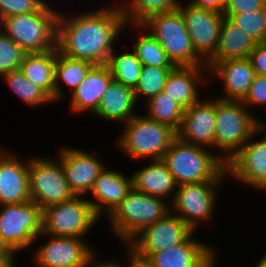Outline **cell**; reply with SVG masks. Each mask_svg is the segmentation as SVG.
I'll use <instances>...</instances> for the list:
<instances>
[{"label":"cell","mask_w":266,"mask_h":267,"mask_svg":"<svg viewBox=\"0 0 266 267\" xmlns=\"http://www.w3.org/2000/svg\"><path fill=\"white\" fill-rule=\"evenodd\" d=\"M26 53L0 29V78L19 69Z\"/></svg>","instance_id":"d590c367"},{"label":"cell","mask_w":266,"mask_h":267,"mask_svg":"<svg viewBox=\"0 0 266 267\" xmlns=\"http://www.w3.org/2000/svg\"><path fill=\"white\" fill-rule=\"evenodd\" d=\"M146 166L134 169L132 176L133 188L150 196L168 201L174 199L177 183L162 160H151Z\"/></svg>","instance_id":"d4e9b609"},{"label":"cell","mask_w":266,"mask_h":267,"mask_svg":"<svg viewBox=\"0 0 266 267\" xmlns=\"http://www.w3.org/2000/svg\"><path fill=\"white\" fill-rule=\"evenodd\" d=\"M191 5L216 12H224L226 0H188Z\"/></svg>","instance_id":"60d3db41"},{"label":"cell","mask_w":266,"mask_h":267,"mask_svg":"<svg viewBox=\"0 0 266 267\" xmlns=\"http://www.w3.org/2000/svg\"><path fill=\"white\" fill-rule=\"evenodd\" d=\"M46 3L39 11L5 17L0 29L25 52L57 48V21L60 10Z\"/></svg>","instance_id":"8992f818"},{"label":"cell","mask_w":266,"mask_h":267,"mask_svg":"<svg viewBox=\"0 0 266 267\" xmlns=\"http://www.w3.org/2000/svg\"><path fill=\"white\" fill-rule=\"evenodd\" d=\"M42 237L44 243L32 246L35 247L32 262L36 267H90L98 259L97 249H93L94 246L86 238L56 237L40 233L34 243L40 244L38 241Z\"/></svg>","instance_id":"7c38bea8"},{"label":"cell","mask_w":266,"mask_h":267,"mask_svg":"<svg viewBox=\"0 0 266 267\" xmlns=\"http://www.w3.org/2000/svg\"><path fill=\"white\" fill-rule=\"evenodd\" d=\"M183 1V0H182ZM181 0H121L120 5L126 23L142 24L150 16L178 9ZM121 3V4H120Z\"/></svg>","instance_id":"4dcf8cb0"},{"label":"cell","mask_w":266,"mask_h":267,"mask_svg":"<svg viewBox=\"0 0 266 267\" xmlns=\"http://www.w3.org/2000/svg\"><path fill=\"white\" fill-rule=\"evenodd\" d=\"M126 29L128 31L130 30L131 33V30H133V33L137 34L134 42L132 41L133 46L131 48L143 65L155 67H175L160 43L141 24L126 23L124 30Z\"/></svg>","instance_id":"f1b7e54d"},{"label":"cell","mask_w":266,"mask_h":267,"mask_svg":"<svg viewBox=\"0 0 266 267\" xmlns=\"http://www.w3.org/2000/svg\"><path fill=\"white\" fill-rule=\"evenodd\" d=\"M257 44L246 32L225 17L221 25L217 49L206 61V66L210 69L217 62L248 58Z\"/></svg>","instance_id":"484cf974"},{"label":"cell","mask_w":266,"mask_h":267,"mask_svg":"<svg viewBox=\"0 0 266 267\" xmlns=\"http://www.w3.org/2000/svg\"><path fill=\"white\" fill-rule=\"evenodd\" d=\"M127 49L123 53L121 49L119 54L114 49L110 54L107 66L110 68L114 80L135 89L143 64L133 50H130L129 47Z\"/></svg>","instance_id":"1f68e13d"},{"label":"cell","mask_w":266,"mask_h":267,"mask_svg":"<svg viewBox=\"0 0 266 267\" xmlns=\"http://www.w3.org/2000/svg\"><path fill=\"white\" fill-rule=\"evenodd\" d=\"M262 121L250 139L226 164V173L233 181L266 193V120Z\"/></svg>","instance_id":"4fadbf2b"},{"label":"cell","mask_w":266,"mask_h":267,"mask_svg":"<svg viewBox=\"0 0 266 267\" xmlns=\"http://www.w3.org/2000/svg\"><path fill=\"white\" fill-rule=\"evenodd\" d=\"M262 120L242 101L216 97V154L227 164L250 139Z\"/></svg>","instance_id":"5b68a950"},{"label":"cell","mask_w":266,"mask_h":267,"mask_svg":"<svg viewBox=\"0 0 266 267\" xmlns=\"http://www.w3.org/2000/svg\"><path fill=\"white\" fill-rule=\"evenodd\" d=\"M12 254V251L0 240V263L6 261Z\"/></svg>","instance_id":"ee69618b"},{"label":"cell","mask_w":266,"mask_h":267,"mask_svg":"<svg viewBox=\"0 0 266 267\" xmlns=\"http://www.w3.org/2000/svg\"><path fill=\"white\" fill-rule=\"evenodd\" d=\"M101 220L86 196H74L42 210V233L56 237L86 238V234L93 233L90 231L96 224H101Z\"/></svg>","instance_id":"ba28073f"},{"label":"cell","mask_w":266,"mask_h":267,"mask_svg":"<svg viewBox=\"0 0 266 267\" xmlns=\"http://www.w3.org/2000/svg\"><path fill=\"white\" fill-rule=\"evenodd\" d=\"M193 231L182 243L150 254L145 260L154 267H218V254L211 242L199 240Z\"/></svg>","instance_id":"e0dca14e"},{"label":"cell","mask_w":266,"mask_h":267,"mask_svg":"<svg viewBox=\"0 0 266 267\" xmlns=\"http://www.w3.org/2000/svg\"><path fill=\"white\" fill-rule=\"evenodd\" d=\"M125 264V265H124ZM90 267H126V263H122V260L120 262V260H115L114 258H109L108 259H99L95 260L91 265Z\"/></svg>","instance_id":"7bdbcfd3"},{"label":"cell","mask_w":266,"mask_h":267,"mask_svg":"<svg viewBox=\"0 0 266 267\" xmlns=\"http://www.w3.org/2000/svg\"><path fill=\"white\" fill-rule=\"evenodd\" d=\"M56 48L26 53L19 67L24 76L40 86L54 102Z\"/></svg>","instance_id":"83f0119b"},{"label":"cell","mask_w":266,"mask_h":267,"mask_svg":"<svg viewBox=\"0 0 266 267\" xmlns=\"http://www.w3.org/2000/svg\"><path fill=\"white\" fill-rule=\"evenodd\" d=\"M209 69L206 65L175 66L167 77L163 91L184 110L202 98L200 91L206 89Z\"/></svg>","instance_id":"ffe728a7"},{"label":"cell","mask_w":266,"mask_h":267,"mask_svg":"<svg viewBox=\"0 0 266 267\" xmlns=\"http://www.w3.org/2000/svg\"><path fill=\"white\" fill-rule=\"evenodd\" d=\"M225 181H204L185 183L177 186L173 201L170 204L171 212L181 218L193 231L204 222L209 224L216 212L218 193ZM220 188V189H219Z\"/></svg>","instance_id":"9c48e42d"},{"label":"cell","mask_w":266,"mask_h":267,"mask_svg":"<svg viewBox=\"0 0 266 267\" xmlns=\"http://www.w3.org/2000/svg\"><path fill=\"white\" fill-rule=\"evenodd\" d=\"M211 150V151H210ZM177 185L226 181V163L212 149L176 138L161 159Z\"/></svg>","instance_id":"7a4b0ae2"},{"label":"cell","mask_w":266,"mask_h":267,"mask_svg":"<svg viewBox=\"0 0 266 267\" xmlns=\"http://www.w3.org/2000/svg\"><path fill=\"white\" fill-rule=\"evenodd\" d=\"M93 66L94 64L91 62L69 58L56 48L54 103L61 104L64 100L66 102L68 98L65 89H68L70 95L85 79Z\"/></svg>","instance_id":"4316f807"},{"label":"cell","mask_w":266,"mask_h":267,"mask_svg":"<svg viewBox=\"0 0 266 267\" xmlns=\"http://www.w3.org/2000/svg\"><path fill=\"white\" fill-rule=\"evenodd\" d=\"M40 233L42 209L34 201L0 205V240L12 253L31 250Z\"/></svg>","instance_id":"30bf717a"},{"label":"cell","mask_w":266,"mask_h":267,"mask_svg":"<svg viewBox=\"0 0 266 267\" xmlns=\"http://www.w3.org/2000/svg\"><path fill=\"white\" fill-rule=\"evenodd\" d=\"M45 0H0V21L5 17L39 11Z\"/></svg>","instance_id":"8d00e7d4"},{"label":"cell","mask_w":266,"mask_h":267,"mask_svg":"<svg viewBox=\"0 0 266 267\" xmlns=\"http://www.w3.org/2000/svg\"><path fill=\"white\" fill-rule=\"evenodd\" d=\"M255 267H266V253L264 252L263 257L259 258L258 263H256Z\"/></svg>","instance_id":"bcb514c9"},{"label":"cell","mask_w":266,"mask_h":267,"mask_svg":"<svg viewBox=\"0 0 266 267\" xmlns=\"http://www.w3.org/2000/svg\"><path fill=\"white\" fill-rule=\"evenodd\" d=\"M224 15L257 43L264 42L266 37V6L252 12Z\"/></svg>","instance_id":"e575fe53"},{"label":"cell","mask_w":266,"mask_h":267,"mask_svg":"<svg viewBox=\"0 0 266 267\" xmlns=\"http://www.w3.org/2000/svg\"><path fill=\"white\" fill-rule=\"evenodd\" d=\"M141 25L156 38L175 66L206 65L193 48L179 9L152 15Z\"/></svg>","instance_id":"52a82bcc"},{"label":"cell","mask_w":266,"mask_h":267,"mask_svg":"<svg viewBox=\"0 0 266 267\" xmlns=\"http://www.w3.org/2000/svg\"><path fill=\"white\" fill-rule=\"evenodd\" d=\"M199 102L184 110L177 131L181 141L215 150L216 97H202Z\"/></svg>","instance_id":"ac0fdd59"},{"label":"cell","mask_w":266,"mask_h":267,"mask_svg":"<svg viewBox=\"0 0 266 267\" xmlns=\"http://www.w3.org/2000/svg\"><path fill=\"white\" fill-rule=\"evenodd\" d=\"M266 6V0H226L224 14H240L259 10Z\"/></svg>","instance_id":"f35d334b"},{"label":"cell","mask_w":266,"mask_h":267,"mask_svg":"<svg viewBox=\"0 0 266 267\" xmlns=\"http://www.w3.org/2000/svg\"><path fill=\"white\" fill-rule=\"evenodd\" d=\"M17 254H12L6 261H3L0 263V267H19L18 264V258Z\"/></svg>","instance_id":"f6af8a7d"},{"label":"cell","mask_w":266,"mask_h":267,"mask_svg":"<svg viewBox=\"0 0 266 267\" xmlns=\"http://www.w3.org/2000/svg\"><path fill=\"white\" fill-rule=\"evenodd\" d=\"M138 105L135 99L134 89L113 79L104 96L101 98L99 107L93 114L95 116L93 118H100L104 121L107 120L109 123L113 122L123 125L138 114L136 112Z\"/></svg>","instance_id":"cb8c5ba5"},{"label":"cell","mask_w":266,"mask_h":267,"mask_svg":"<svg viewBox=\"0 0 266 267\" xmlns=\"http://www.w3.org/2000/svg\"><path fill=\"white\" fill-rule=\"evenodd\" d=\"M193 230L171 211L154 224L145 227L124 248L136 257L146 259L150 254L182 243Z\"/></svg>","instance_id":"5bb4252c"},{"label":"cell","mask_w":266,"mask_h":267,"mask_svg":"<svg viewBox=\"0 0 266 267\" xmlns=\"http://www.w3.org/2000/svg\"><path fill=\"white\" fill-rule=\"evenodd\" d=\"M122 127L114 144L131 160H161L177 138L173 128L148 118L145 113L135 115Z\"/></svg>","instance_id":"3957f363"},{"label":"cell","mask_w":266,"mask_h":267,"mask_svg":"<svg viewBox=\"0 0 266 267\" xmlns=\"http://www.w3.org/2000/svg\"><path fill=\"white\" fill-rule=\"evenodd\" d=\"M244 105L252 112L251 108L266 106V76H255L249 91L242 100Z\"/></svg>","instance_id":"74e56055"},{"label":"cell","mask_w":266,"mask_h":267,"mask_svg":"<svg viewBox=\"0 0 266 267\" xmlns=\"http://www.w3.org/2000/svg\"><path fill=\"white\" fill-rule=\"evenodd\" d=\"M29 192L42 210L72 199L61 161L56 157L29 156Z\"/></svg>","instance_id":"8fae6325"},{"label":"cell","mask_w":266,"mask_h":267,"mask_svg":"<svg viewBox=\"0 0 266 267\" xmlns=\"http://www.w3.org/2000/svg\"><path fill=\"white\" fill-rule=\"evenodd\" d=\"M112 80L113 75L107 64L94 65L85 79L70 94V107H68L70 111L78 115L89 113L92 116Z\"/></svg>","instance_id":"603a6c76"},{"label":"cell","mask_w":266,"mask_h":267,"mask_svg":"<svg viewBox=\"0 0 266 267\" xmlns=\"http://www.w3.org/2000/svg\"><path fill=\"white\" fill-rule=\"evenodd\" d=\"M128 175L120 172L119 169L117 171L106 166L95 180L89 192L91 196L87 199L101 219L105 220L133 188L132 176ZM92 197L94 199H91Z\"/></svg>","instance_id":"44dd1931"},{"label":"cell","mask_w":266,"mask_h":267,"mask_svg":"<svg viewBox=\"0 0 266 267\" xmlns=\"http://www.w3.org/2000/svg\"><path fill=\"white\" fill-rule=\"evenodd\" d=\"M26 107L31 109L55 104L52 98L33 81H29L20 69L5 73L1 79Z\"/></svg>","instance_id":"f546056e"},{"label":"cell","mask_w":266,"mask_h":267,"mask_svg":"<svg viewBox=\"0 0 266 267\" xmlns=\"http://www.w3.org/2000/svg\"><path fill=\"white\" fill-rule=\"evenodd\" d=\"M171 211L170 203L132 188L124 200L105 218L114 237L125 247L145 227Z\"/></svg>","instance_id":"277c9868"},{"label":"cell","mask_w":266,"mask_h":267,"mask_svg":"<svg viewBox=\"0 0 266 267\" xmlns=\"http://www.w3.org/2000/svg\"><path fill=\"white\" fill-rule=\"evenodd\" d=\"M125 262H126V267H154L150 263H148L145 259L136 257L133 255L128 249H125ZM128 264V265H127Z\"/></svg>","instance_id":"b9f144b4"},{"label":"cell","mask_w":266,"mask_h":267,"mask_svg":"<svg viewBox=\"0 0 266 267\" xmlns=\"http://www.w3.org/2000/svg\"><path fill=\"white\" fill-rule=\"evenodd\" d=\"M248 59L257 75L266 76V45L264 43H258Z\"/></svg>","instance_id":"ab89813d"},{"label":"cell","mask_w":266,"mask_h":267,"mask_svg":"<svg viewBox=\"0 0 266 267\" xmlns=\"http://www.w3.org/2000/svg\"><path fill=\"white\" fill-rule=\"evenodd\" d=\"M173 68L174 67H155L143 65L139 82L134 89L137 104L140 100L144 105L156 94L163 91L167 77Z\"/></svg>","instance_id":"836d02e7"},{"label":"cell","mask_w":266,"mask_h":267,"mask_svg":"<svg viewBox=\"0 0 266 267\" xmlns=\"http://www.w3.org/2000/svg\"><path fill=\"white\" fill-rule=\"evenodd\" d=\"M107 4L72 15L59 12L57 49L61 54L94 65L107 64L126 24L117 0Z\"/></svg>","instance_id":"6da1fadb"},{"label":"cell","mask_w":266,"mask_h":267,"mask_svg":"<svg viewBox=\"0 0 266 267\" xmlns=\"http://www.w3.org/2000/svg\"><path fill=\"white\" fill-rule=\"evenodd\" d=\"M14 153V154H13ZM8 148L0 147V205L26 203L29 192V157L20 158Z\"/></svg>","instance_id":"d6986e66"},{"label":"cell","mask_w":266,"mask_h":267,"mask_svg":"<svg viewBox=\"0 0 266 267\" xmlns=\"http://www.w3.org/2000/svg\"><path fill=\"white\" fill-rule=\"evenodd\" d=\"M56 152L55 156L61 161L66 180L75 196H90L89 192L95 180L107 166L104 160L96 155L98 151L91 153L76 146L61 144Z\"/></svg>","instance_id":"9a60e30c"},{"label":"cell","mask_w":266,"mask_h":267,"mask_svg":"<svg viewBox=\"0 0 266 267\" xmlns=\"http://www.w3.org/2000/svg\"><path fill=\"white\" fill-rule=\"evenodd\" d=\"M256 76L248 58L228 59L215 63L209 69V80L221 81L223 94L215 95L222 100L242 101Z\"/></svg>","instance_id":"7402d4cb"},{"label":"cell","mask_w":266,"mask_h":267,"mask_svg":"<svg viewBox=\"0 0 266 267\" xmlns=\"http://www.w3.org/2000/svg\"><path fill=\"white\" fill-rule=\"evenodd\" d=\"M178 9L184 18L193 48L206 62L217 49L224 13L195 7L186 1H182Z\"/></svg>","instance_id":"2e32d148"},{"label":"cell","mask_w":266,"mask_h":267,"mask_svg":"<svg viewBox=\"0 0 266 267\" xmlns=\"http://www.w3.org/2000/svg\"><path fill=\"white\" fill-rule=\"evenodd\" d=\"M146 116L156 122L173 128L176 132L180 128L184 109L173 101L164 91L159 92L143 105Z\"/></svg>","instance_id":"d6a6232c"}]
</instances>
